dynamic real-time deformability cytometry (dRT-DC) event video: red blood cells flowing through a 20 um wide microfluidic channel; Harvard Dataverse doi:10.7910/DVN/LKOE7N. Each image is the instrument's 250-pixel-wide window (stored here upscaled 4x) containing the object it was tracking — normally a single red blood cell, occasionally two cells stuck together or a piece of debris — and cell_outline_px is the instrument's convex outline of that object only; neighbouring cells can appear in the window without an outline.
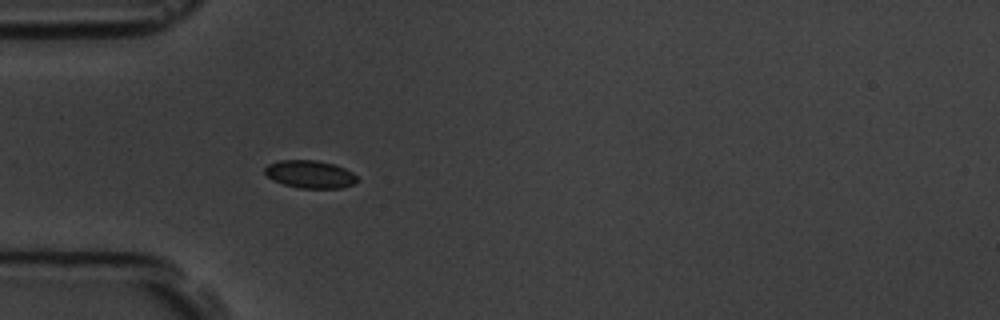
{"species": "common noctule bat (a hibernating species)", "species_latin": "Nyctalus noctula", "temperature_condition": "room temperature", "stored_images_in_passage": 6, "camera_frame_rate_fps": 3000, "um_per_image_px": 0.085, "animal": {"sex": "male", "body_mass_g": 19.5, "forearm_length_mm": 54.6}, "frame": {"image": 1, "passage_image": 6, "time_ms": 5.667, "image_size_px": [1000, 320], "cell_outline_px": [[360, 180], [352, 184], [340, 188], [300, 188], [284, 184], [268, 176], [264, 172], [264, 168], [268, 164], [280, 160], [316, 160], [332, 164], [344, 168], [352, 172]], "centroid_in_image_um": [26.36, 14.8], "position_along_channel_um": 58.6, "area_um2": 14.74}}